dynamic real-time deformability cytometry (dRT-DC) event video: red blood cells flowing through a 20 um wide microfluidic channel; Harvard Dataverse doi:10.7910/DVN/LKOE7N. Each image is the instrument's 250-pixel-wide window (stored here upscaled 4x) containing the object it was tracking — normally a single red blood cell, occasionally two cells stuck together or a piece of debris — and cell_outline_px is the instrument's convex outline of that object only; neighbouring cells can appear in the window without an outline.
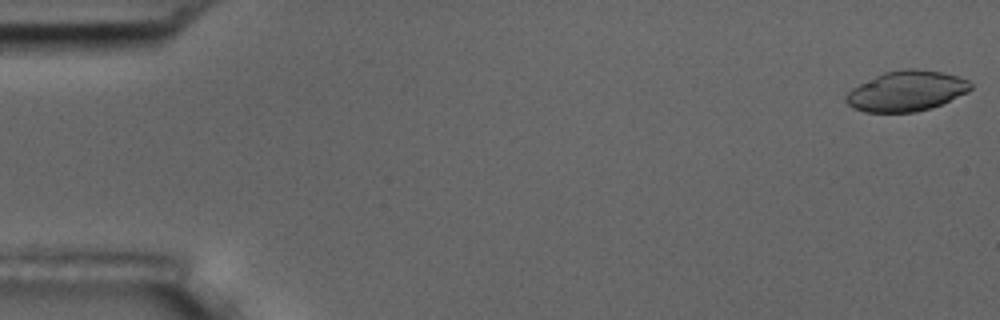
{"species": "common noctule bat (a hibernating species)", "species_latin": "Nyctalus noctula", "temperature_condition": "room temperature", "stored_images_in_passage": 6, "camera_frame_rate_fps": 3000, "um_per_image_px": 0.085, "animal": {"sex": "male", "body_mass_g": 17.5, "forearm_length_mm": 52.3}, "frame": {"image": 1, "passage_image": 1, "time_ms": 0.0, "image_size_px": [1000, 320], "cell_outline_px": [[972, 88], [968, 92], [940, 104], [916, 112], [864, 112], [852, 108], [844, 100], [848, 92], [852, 88], [884, 72], [904, 68], [916, 68], [940, 72], [956, 76], [968, 80], [972, 84]], "centroid_in_image_um": [77.03, 7.73], "position_along_channel_um": 8.0, "area_um2": 29.07}}